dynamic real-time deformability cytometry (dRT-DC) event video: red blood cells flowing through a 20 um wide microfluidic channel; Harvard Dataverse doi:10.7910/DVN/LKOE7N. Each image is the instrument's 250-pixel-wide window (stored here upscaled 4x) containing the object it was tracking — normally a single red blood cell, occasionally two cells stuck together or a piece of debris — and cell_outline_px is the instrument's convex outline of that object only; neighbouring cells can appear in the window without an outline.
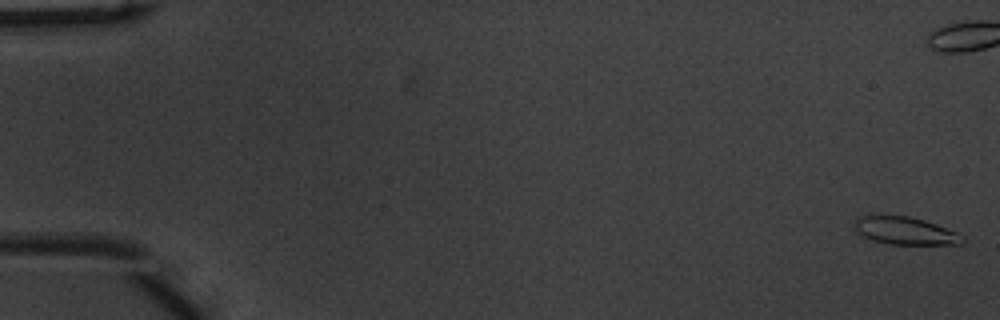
{"species": "common noctule bat (a hibernating species)", "species_latin": "Nyctalus noctula", "temperature_condition": "warm", "stored_images_in_passage": 13, "camera_frame_rate_fps": 3000, "um_per_image_px": 0.085, "animal": {"sex": "male", "body_mass_g": 20.1, "forearm_length_mm": 53.5}, "frame": {"image": 1, "passage_image": 1, "time_ms": 0.0, "image_size_px": [1000, 320], "cell_outline_px": [[964, 240], [960, 244], [888, 244], [872, 240], [856, 232], [856, 220], [860, 216], [908, 216], [924, 220], [936, 224], [956, 232]], "centroid_in_image_um": [76.93, 19.62], "position_along_channel_um": 8.1, "area_um2": 16.94}}